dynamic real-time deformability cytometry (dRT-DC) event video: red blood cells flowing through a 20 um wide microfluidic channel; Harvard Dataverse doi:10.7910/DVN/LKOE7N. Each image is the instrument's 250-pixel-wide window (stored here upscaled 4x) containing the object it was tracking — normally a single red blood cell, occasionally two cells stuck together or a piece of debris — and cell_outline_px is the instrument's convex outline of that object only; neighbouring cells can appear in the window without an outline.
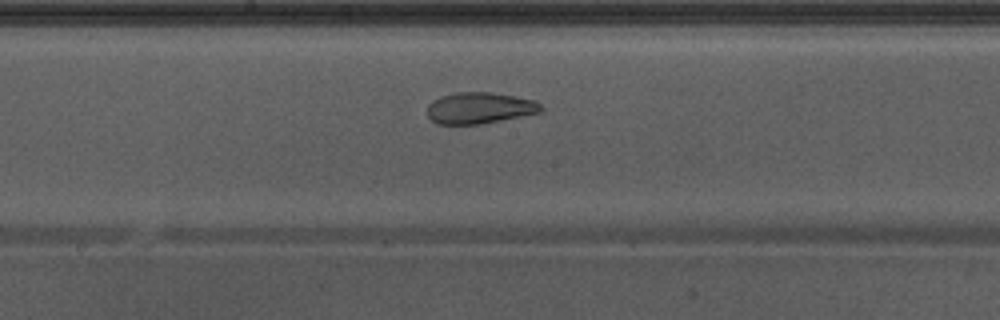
{"species": "Egyptian fruit bat (a non-hibernating species)", "species_latin": "Rousettus aegyptiacus", "temperature_condition": "warm", "stored_images_in_passage": 40, "camera_frame_rate_fps": 3000, "um_per_image_px": 0.085, "animal": {"sex": "male"}, "frame": {"image": 1, "passage_image": 15, "time_ms": 4.667, "image_size_px": [1000, 320], "cell_outline_px": [[544, 108], [540, 112], [480, 124], [436, 124], [428, 116], [428, 104], [432, 100], [440, 96], [456, 92], [492, 92], [536, 100]], "centroid_in_image_um": [40.75, 9.17], "position_along_channel_um": 207.5, "area_um2": 20.75}}
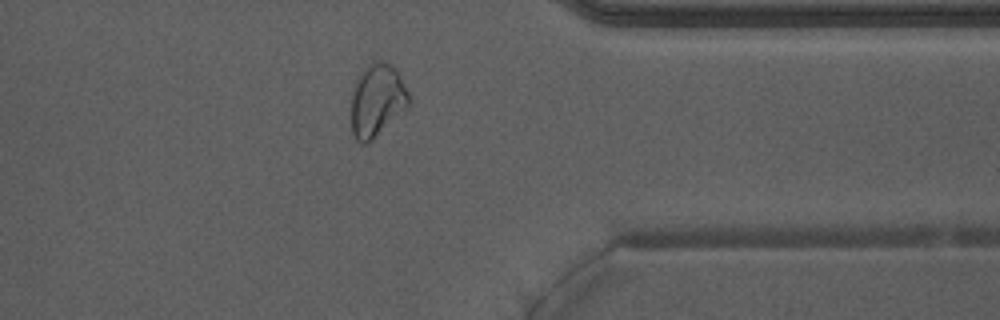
{"frame": {"image": 2, "passage_image": 29, "time_ms": 9.333, "image_size_px": [1000, 320], "cell_outline_px": [[408, 104], [368, 144], [360, 144], [352, 136], [352, 92], [356, 80], [364, 68], [368, 64], [376, 60], [384, 60], [392, 64], [396, 68], [408, 92]], "centroid_in_image_um": [32.01, 8.5], "position_along_channel_um": 379.4, "area_um2": 24.1}}
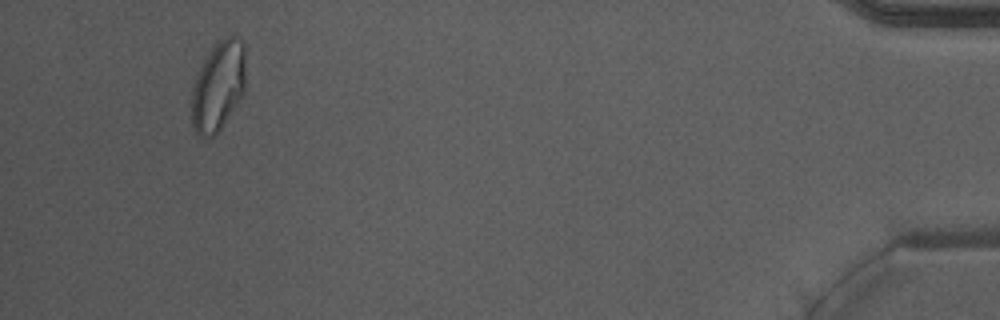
{"frame": {"image": 3, "passage_image": 37, "time_ms": 12.0, "image_size_px": [1000, 320], "cell_outline_px": [[244, 96], [220, 128], [208, 140], [200, 136], [196, 132], [192, 124], [192, 88], [196, 76], [204, 60], [212, 48], [224, 36], [240, 36], [244, 40]], "centroid_in_image_um": [18.57, 7.31], "position_along_channel_um": 416.6, "area_um2": 28.26}, "authors_computed_cell_mechanics": {"area_um2": 24.0737, "velocity_mm_per_s": 3.9253, "shape_relaxation_time_tau1_ms": null, "shape_relaxation_time_tau2_ms": 1.5643, "deformation_change_tau1": null, "deformation_change_tau2": 0.0855}}